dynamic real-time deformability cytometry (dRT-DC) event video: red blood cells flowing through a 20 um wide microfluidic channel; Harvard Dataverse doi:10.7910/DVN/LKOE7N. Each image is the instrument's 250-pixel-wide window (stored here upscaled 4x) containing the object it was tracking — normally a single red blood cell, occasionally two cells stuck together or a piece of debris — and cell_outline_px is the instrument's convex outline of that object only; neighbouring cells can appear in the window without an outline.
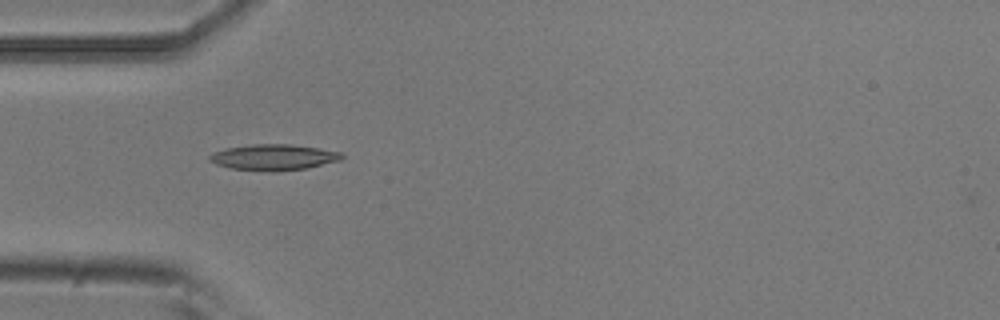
{"species": "common noctule bat (a hibernating species)", "species_latin": "Nyctalus noctula", "temperature_condition": "room temperature", "stored_images_in_passage": 5, "camera_frame_rate_fps": 3000, "um_per_image_px": 0.085, "animal": {"sex": "male", "body_mass_g": 20.5, "forearm_length_mm": 52.5}, "frame": {"image": 1, "passage_image": 4, "time_ms": 1.0, "image_size_px": [1000, 320], "cell_outline_px": [[344, 156], [340, 160], [308, 168], [272, 172], [232, 168], [216, 164], [208, 160], [208, 156], [212, 152], [224, 148], [252, 144], [292, 144], [344, 152]], "centroid_in_image_um": [23.26, 13.36], "position_along_channel_um": 61.7, "area_um2": 20.17}}
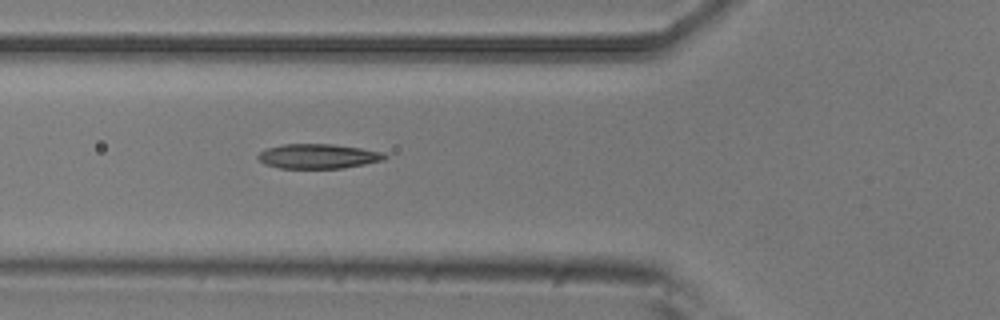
{"frame": {"image": 2, "passage_image": 5, "time_ms": 1.333, "image_size_px": [1000, 320], "cell_outline_px": [[388, 156], [384, 160], [344, 168], [280, 168], [264, 164], [256, 156], [264, 148], [284, 144], [332, 144], [360, 148], [384, 152]], "centroid_in_image_um": [27.03, 13.28], "position_along_channel_um": 98.8, "area_um2": 18.26}}